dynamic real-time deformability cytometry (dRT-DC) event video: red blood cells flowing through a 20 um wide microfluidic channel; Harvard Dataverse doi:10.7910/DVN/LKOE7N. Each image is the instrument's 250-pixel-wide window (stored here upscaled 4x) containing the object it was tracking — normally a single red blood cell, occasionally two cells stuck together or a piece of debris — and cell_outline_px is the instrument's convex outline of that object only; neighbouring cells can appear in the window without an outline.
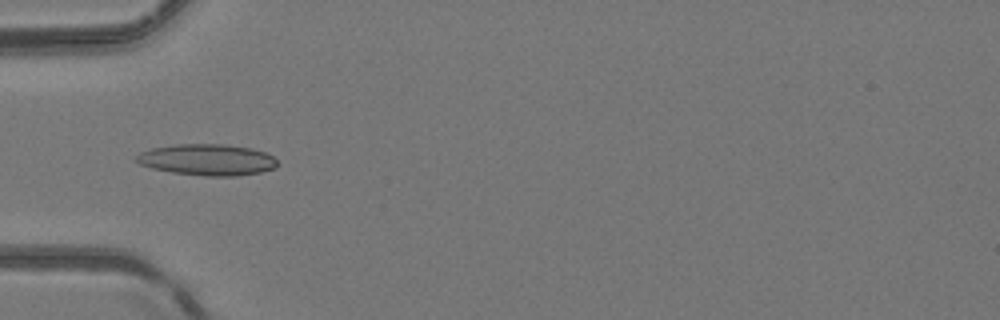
{"species": "common noctule bat (a hibernating species)", "species_latin": "Nyctalus noctula", "temperature_condition": "room temperature", "stored_images_in_passage": 51, "camera_frame_rate_fps": 3000, "um_per_image_px": 0.085, "animal": {"sex": "female", "body_mass_g": 24.6, "forearm_length_mm": 56.2}, "frame": {"image": 1, "passage_image": 18, "time_ms": 5.667, "image_size_px": [1000, 320], "cell_outline_px": [[276, 168], [260, 172], [236, 176], [204, 176], [172, 172], [152, 168], [140, 164], [132, 160], [140, 152], [152, 148], [176, 144], [224, 144], [252, 148], [264, 152], [272, 156], [276, 160]], "centroid_in_image_um": [17.59, 13.58], "position_along_channel_um": 67.4, "area_um2": 25.78}}
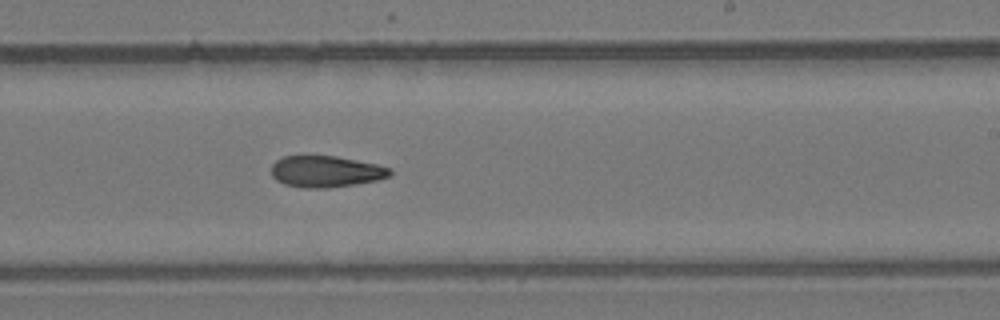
{"frame": {"image": 2, "passage_image": 32, "time_ms": 10.333, "image_size_px": [1000, 320], "cell_outline_px": [[392, 172], [388, 176], [376, 180], [328, 188], [304, 188], [284, 184], [276, 180], [272, 176], [272, 164], [276, 160], [284, 156], [304, 152], [336, 156], [376, 164], [392, 168]], "centroid_in_image_um": [27.62, 14.53], "position_along_channel_um": 261.4, "area_um2": 22.31}}
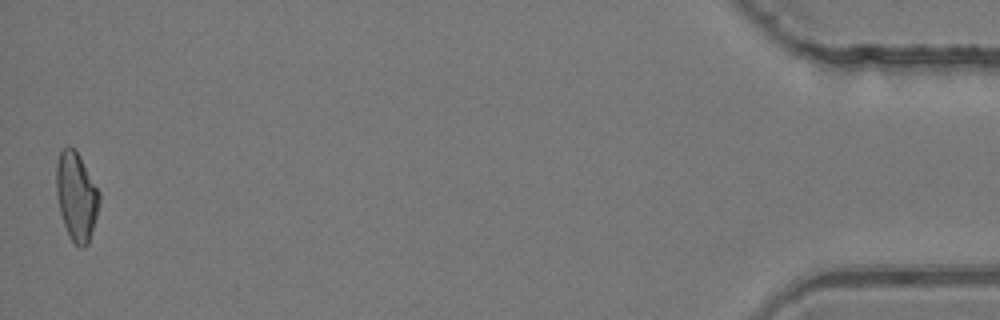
{"frame": {"image": 3, "passage_image": 51, "time_ms": 16.667, "image_size_px": [1000, 320], "cell_outline_px": [[100, 200], [96, 216], [88, 244], [84, 248], [80, 248], [72, 240], [64, 224], [60, 212], [56, 192], [56, 164], [60, 152], [68, 144], [76, 148], [100, 192]], "centroid_in_image_um": [6.49, 16.63], "position_along_channel_um": 428.7, "area_um2": 22.2}}